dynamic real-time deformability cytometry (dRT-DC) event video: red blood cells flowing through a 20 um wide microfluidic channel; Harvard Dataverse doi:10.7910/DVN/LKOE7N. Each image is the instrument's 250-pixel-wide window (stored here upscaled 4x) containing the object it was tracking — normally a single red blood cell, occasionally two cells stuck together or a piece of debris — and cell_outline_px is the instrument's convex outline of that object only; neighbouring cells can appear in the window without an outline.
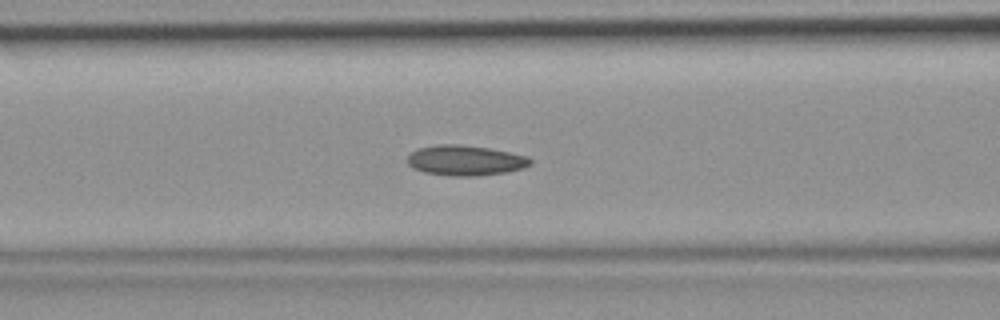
{"species": "common noctule bat (a hibernating species)", "species_latin": "Nyctalus noctula", "temperature_condition": "room temperature", "stored_images_in_passage": 48, "segment_of_instrument_passage": [1, 2], "camera_frame_rate_fps": 3000, "um_per_image_px": 0.085, "animal": {"sex": "female", "body_mass_g": 19.9}, "frame": {"image": 1, "passage_image": 19, "time_ms": 6.0, "image_size_px": [1000, 320], "cell_outline_px": [[532, 164], [524, 168], [504, 172], [476, 176], [448, 176], [424, 172], [412, 168], [408, 164], [408, 156], [416, 148], [436, 144], [460, 144], [488, 148], [528, 156], [532, 160]], "centroid_in_image_um": [39.53, 13.63], "position_along_channel_um": 127.1, "area_um2": 21.79}}
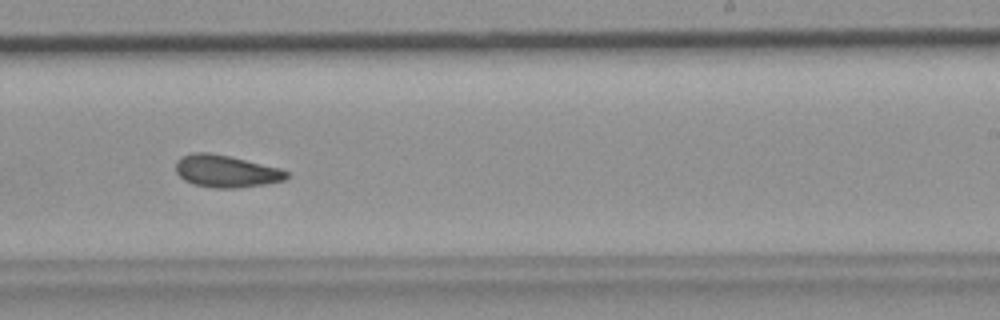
{"frame": {"image": 2, "passage_image": 29, "time_ms": 9.333, "image_size_px": [1000, 320], "cell_outline_px": [[288, 176], [284, 180], [264, 184], [236, 188], [212, 188], [192, 184], [184, 180], [176, 172], [176, 160], [180, 156], [192, 152], [208, 152], [228, 156], [280, 168], [288, 172]], "centroid_in_image_um": [19.16, 14.55], "position_along_channel_um": 269.8, "area_um2": 20.81}}
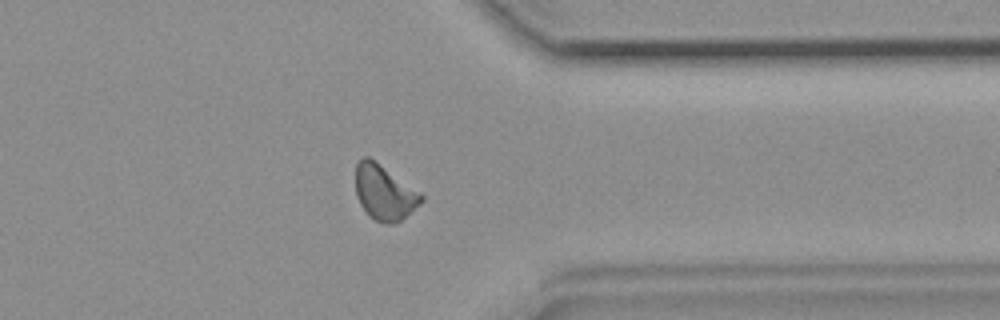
{"frame": {"image": 3, "passage_image": 37, "time_ms": 12.0, "image_size_px": [1000, 320], "cell_outline_px": [[424, 200], [420, 204], [396, 224], [384, 224], [376, 220], [360, 204], [356, 196], [356, 164], [364, 156], [368, 156], [376, 160], [420, 192], [424, 196]], "centroid_in_image_um": [32.68, 16.34], "position_along_channel_um": 378.7, "area_um2": 21.04}}